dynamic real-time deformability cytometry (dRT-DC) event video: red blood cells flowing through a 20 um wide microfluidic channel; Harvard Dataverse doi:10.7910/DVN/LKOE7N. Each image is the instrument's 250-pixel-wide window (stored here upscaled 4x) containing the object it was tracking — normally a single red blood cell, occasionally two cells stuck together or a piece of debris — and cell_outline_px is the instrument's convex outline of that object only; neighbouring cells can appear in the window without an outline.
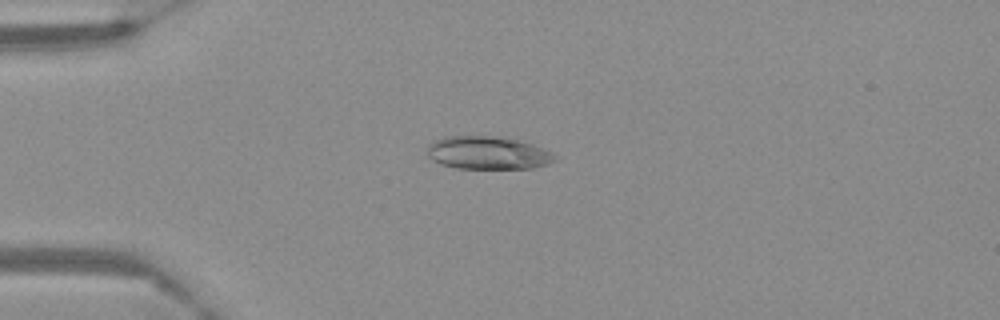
{"species": "Egyptian fruit bat (a non-hibernating species)", "species_latin": "Rousettus aegyptiacus", "temperature_condition": "warm", "stored_images_in_passage": 58, "camera_frame_rate_fps": 3000, "um_per_image_px": 0.085, "frame": {"image": 1, "passage_image": 14, "time_ms": 4.333, "image_size_px": [1000, 320], "cell_outline_px": [[556, 160], [548, 164], [532, 168], [456, 168], [440, 164], [432, 160], [428, 156], [428, 144], [432, 140], [444, 136], [492, 136], [520, 140], [532, 144], [548, 152]], "centroid_in_image_um": [41.38, 12.99], "position_along_channel_um": 43.6, "area_um2": 24.33}}
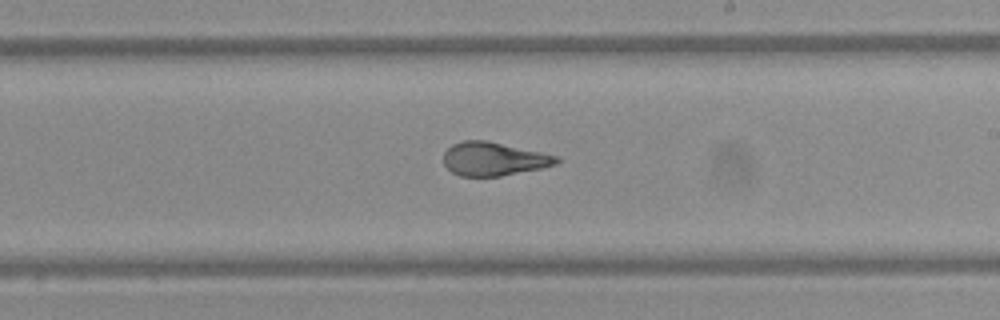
{"frame": {"image": 2, "passage_image": 34, "time_ms": 11.0, "image_size_px": [1000, 320], "cell_outline_px": [[560, 160], [556, 164], [540, 168], [500, 176], [460, 176], [452, 172], [444, 164], [444, 152], [452, 144], [464, 140], [488, 140], [560, 156]], "centroid_in_image_um": [41.97, 13.49], "position_along_channel_um": 247.0, "area_um2": 22.08}}
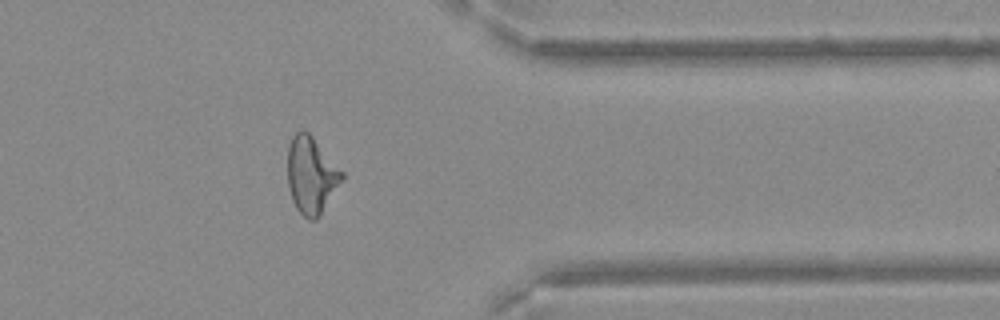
{"frame": {"image": 3, "passage_image": 47, "time_ms": 15.333, "image_size_px": [1000, 320], "cell_outline_px": [[344, 176], [320, 216], [316, 220], [308, 220], [296, 208], [292, 200], [288, 188], [288, 144], [292, 136], [300, 128], [304, 128], [312, 136], [344, 172]], "centroid_in_image_um": [26.44, 14.87], "position_along_channel_um": 385.0, "area_um2": 24.45}}